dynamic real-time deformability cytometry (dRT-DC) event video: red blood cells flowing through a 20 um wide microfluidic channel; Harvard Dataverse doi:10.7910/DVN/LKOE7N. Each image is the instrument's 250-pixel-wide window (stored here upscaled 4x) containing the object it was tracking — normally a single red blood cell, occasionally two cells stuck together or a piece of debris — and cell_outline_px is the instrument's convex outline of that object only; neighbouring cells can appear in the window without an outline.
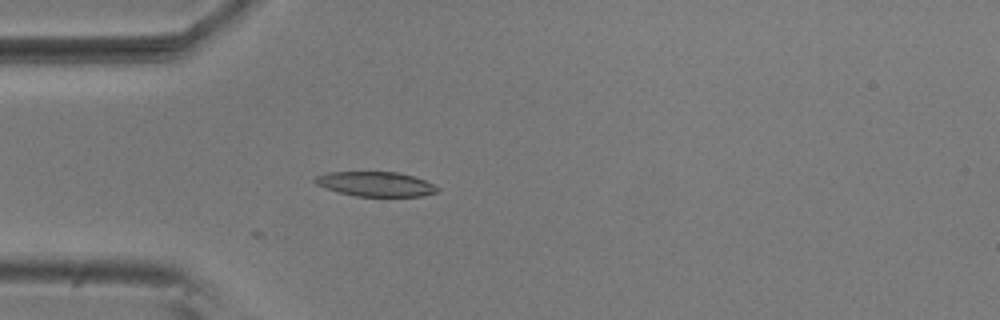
{"species": "common noctule bat (a hibernating species)", "species_latin": "Nyctalus noctula", "temperature_condition": "room temperature", "stored_images_in_passage": 5, "camera_frame_rate_fps": 3000, "um_per_image_px": 0.085, "animal": {"sex": "male", "body_mass_g": 20.5, "forearm_length_mm": 52.5}, "frame": {"image": 1, "passage_image": 5, "time_ms": 1.333, "image_size_px": [1000, 320], "cell_outline_px": [[440, 192], [420, 196], [356, 196], [340, 192], [316, 184], [312, 180], [316, 176], [328, 172], [396, 172], [412, 176], [424, 180], [440, 188]], "centroid_in_image_um": [31.95, 15.64], "position_along_channel_um": 53.1, "area_um2": 17.4}}